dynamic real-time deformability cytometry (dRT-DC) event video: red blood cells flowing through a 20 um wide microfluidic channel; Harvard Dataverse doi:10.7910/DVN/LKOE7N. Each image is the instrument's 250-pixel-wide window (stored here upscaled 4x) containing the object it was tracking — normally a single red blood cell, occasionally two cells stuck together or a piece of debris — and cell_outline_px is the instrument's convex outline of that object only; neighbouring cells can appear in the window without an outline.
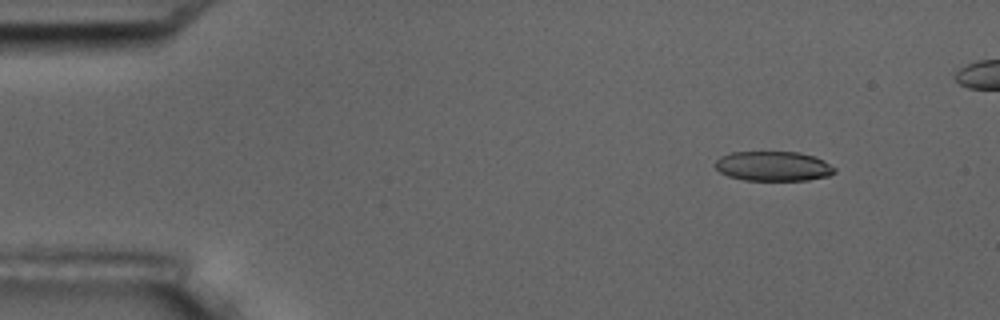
{"species": "common noctule bat (a hibernating species)", "species_latin": "Nyctalus noctula", "temperature_condition": "room temperature", "stored_images_in_passage": 6, "camera_frame_rate_fps": 3000, "um_per_image_px": 0.085, "animal": {"sex": "male", "body_mass_g": 17.5, "forearm_length_mm": 52.3}, "frame": {"image": 1, "passage_image": 2, "time_ms": 1.333, "image_size_px": [1000, 320], "cell_outline_px": [[836, 172], [828, 176], [808, 180], [744, 180], [728, 176], [720, 172], [712, 164], [720, 156], [732, 152], [800, 152], [816, 156], [824, 160], [836, 168]], "centroid_in_image_um": [65.73, 14.12], "position_along_channel_um": 19.3, "area_um2": 20.92}}